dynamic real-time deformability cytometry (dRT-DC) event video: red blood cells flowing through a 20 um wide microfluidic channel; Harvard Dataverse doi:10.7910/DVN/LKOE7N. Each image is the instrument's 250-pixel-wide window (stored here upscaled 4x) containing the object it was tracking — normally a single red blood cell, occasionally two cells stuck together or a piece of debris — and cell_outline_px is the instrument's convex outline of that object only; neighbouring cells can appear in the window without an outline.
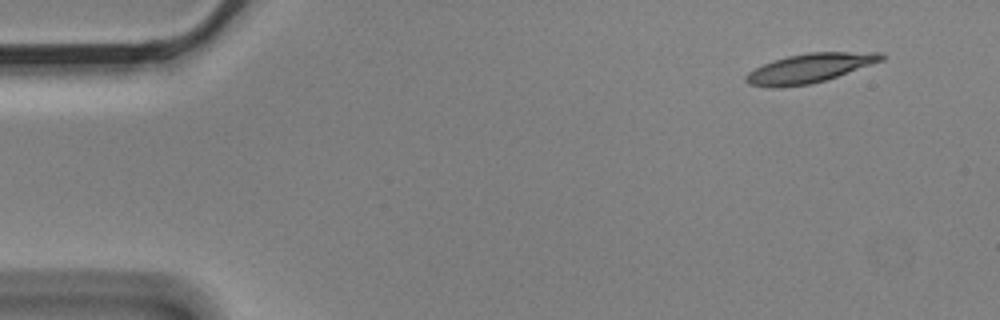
{"species": "Egyptian fruit bat (a non-hibernating species)", "species_latin": "Rousettus aegyptiacus", "temperature_condition": "cold", "stored_images_in_passage": 5, "segment_of_instrument_passage": [2, 2], "camera_frame_rate_fps": 3000, "um_per_image_px": 0.085, "animal": {"sex": "male"}, "frame": {"image": 1, "passage_image": 5, "time_ms": 1.333, "image_size_px": [1000, 320], "cell_outline_px": [[884, 60], [824, 80], [808, 84], [780, 88], [772, 88], [748, 84], [744, 80], [744, 76], [748, 72], [772, 60], [788, 56], [808, 52], [884, 52]], "centroid_in_image_um": [68.78, 5.79], "position_along_channel_um": 16.2, "area_um2": 22.95}}